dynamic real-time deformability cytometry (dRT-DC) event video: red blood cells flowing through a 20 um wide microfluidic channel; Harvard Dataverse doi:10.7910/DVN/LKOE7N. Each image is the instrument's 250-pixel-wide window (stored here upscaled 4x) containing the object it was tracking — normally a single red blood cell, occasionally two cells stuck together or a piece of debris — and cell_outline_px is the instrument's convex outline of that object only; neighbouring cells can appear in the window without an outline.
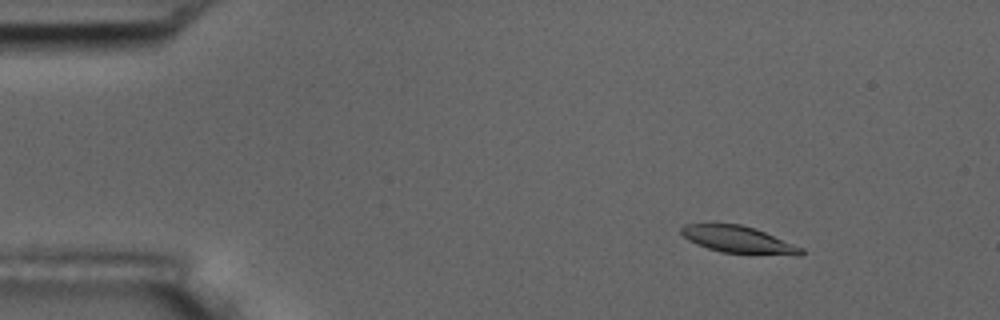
{"species": "common noctule bat (a hibernating species)", "species_latin": "Nyctalus noctula", "temperature_condition": "room temperature", "stored_images_in_passage": 7, "camera_frame_rate_fps": 3000, "um_per_image_px": 0.085, "animal": {"sex": "male", "body_mass_g": 17.5, "forearm_length_mm": 52.3}, "frame": {"image": 1, "passage_image": 3, "time_ms": 0.667, "image_size_px": [1000, 320], "cell_outline_px": [[804, 252], [800, 256], [796, 256], [720, 252], [696, 244], [688, 240], [680, 232], [680, 228], [684, 224], [740, 224], [764, 232], [804, 248]], "centroid_in_image_um": [62.78, 20.39], "position_along_channel_um": 22.2, "area_um2": 18.79}}
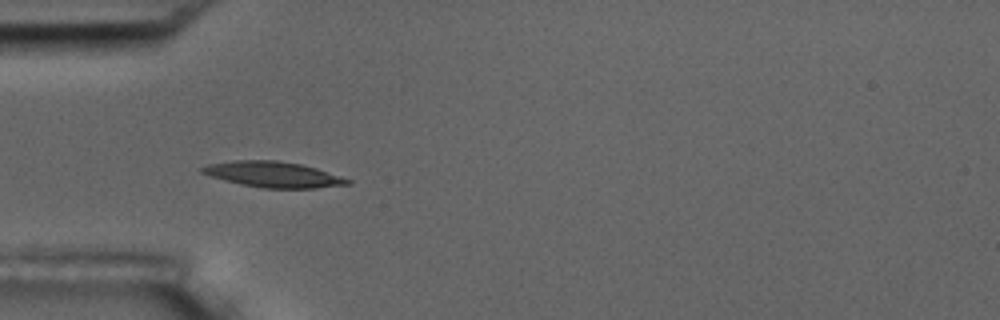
{"frame": {"image": 2, "passage_image": 6, "time_ms": 1.667, "image_size_px": [1000, 320], "cell_outline_px": [[352, 184], [316, 188], [260, 188], [240, 184], [224, 180], [200, 172], [200, 168], [208, 164], [236, 160], [276, 160], [300, 164], [316, 168], [352, 180]], "centroid_in_image_um": [23.23, 14.83], "position_along_channel_um": 61.8, "area_um2": 21.73}}